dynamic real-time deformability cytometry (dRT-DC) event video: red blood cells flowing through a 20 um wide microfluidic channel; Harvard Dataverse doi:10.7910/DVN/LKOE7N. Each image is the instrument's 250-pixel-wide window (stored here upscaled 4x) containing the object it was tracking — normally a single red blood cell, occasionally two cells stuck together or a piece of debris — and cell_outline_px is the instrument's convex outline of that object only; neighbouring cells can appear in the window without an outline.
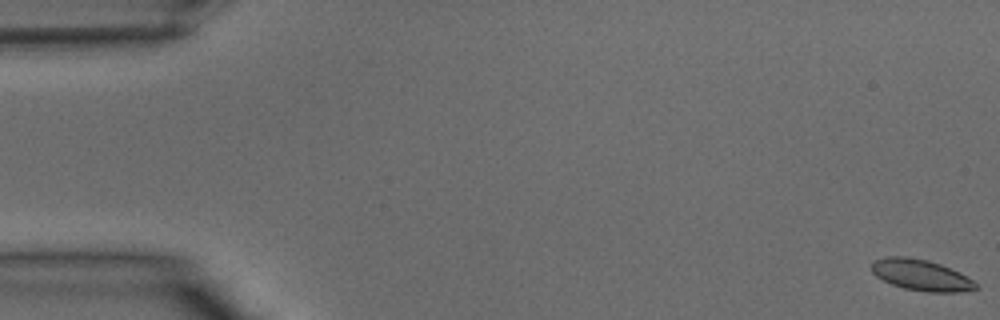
{"species": "common noctule bat (a hibernating species)", "species_latin": "Nyctalus noctula", "temperature_condition": "warm", "stored_images_in_passage": 41, "camera_frame_rate_fps": 3000, "um_per_image_px": 0.085, "animal": {"sex": "male", "body_mass_g": 15.6}, "frame": {"image": 1, "passage_image": 1, "time_ms": 0.0, "image_size_px": [1000, 320], "cell_outline_px": [[980, 288], [960, 292], [928, 292], [904, 288], [892, 284], [876, 276], [872, 272], [872, 260], [884, 256], [908, 256], [928, 260], [940, 264], [960, 272], [968, 276], [980, 284]], "centroid_in_image_um": [78.33, 23.37], "position_along_channel_um": 6.7, "area_um2": 19.19}}
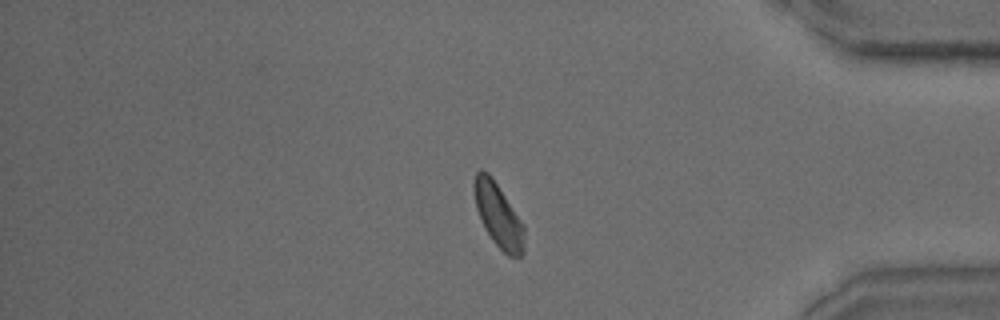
{"frame": {"image": 2, "passage_image": 34, "time_ms": 11.0, "image_size_px": [1000, 320], "cell_outline_px": [[524, 252], [520, 256], [508, 256], [492, 240], [476, 208], [472, 184], [476, 172], [480, 168], [488, 172], [492, 176], [524, 224]], "centroid_in_image_um": [42.35, 18.25], "position_along_channel_um": 392.8, "area_um2": 18.61}}
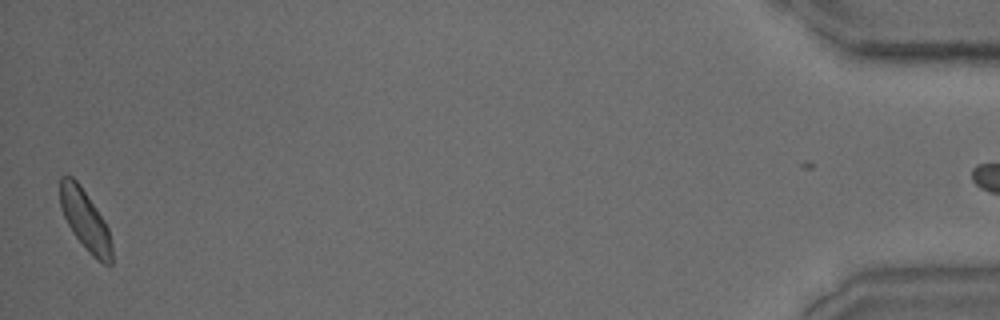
{"frame": {"image": 3, "passage_image": 40, "time_ms": 13.0, "image_size_px": [1000, 320], "cell_outline_px": [[112, 264], [104, 264], [96, 260], [88, 252], [72, 232], [60, 208], [60, 176], [72, 176], [80, 184], [104, 220], [108, 228], [112, 244]], "centroid_in_image_um": [7.24, 18.72], "position_along_channel_um": 428.0, "area_um2": 18.26}}